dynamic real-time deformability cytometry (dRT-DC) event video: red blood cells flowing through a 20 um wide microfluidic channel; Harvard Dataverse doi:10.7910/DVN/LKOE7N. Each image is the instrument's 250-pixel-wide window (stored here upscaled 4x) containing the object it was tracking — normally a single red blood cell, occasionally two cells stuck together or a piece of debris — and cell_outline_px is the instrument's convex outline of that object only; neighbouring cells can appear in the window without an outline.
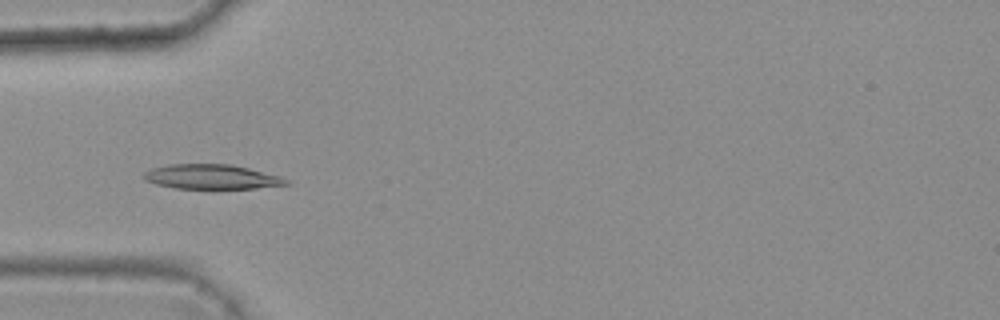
{"species": "common noctule bat (a hibernating species)", "species_latin": "Nyctalus noctula", "temperature_condition": "warm", "stored_images_in_passage": 29, "camera_frame_rate_fps": 3000, "um_per_image_px": 0.085, "animal": {"sex": "female", "body_mass_g": 25.1}, "frame": {"image": 1, "passage_image": 1, "time_ms": 0.0, "image_size_px": [1000, 320], "cell_outline_px": [[292, 184], [256, 188], [176, 188], [156, 184], [144, 180], [144, 172], [152, 168], [168, 164], [232, 164], [280, 176], [292, 180]], "centroid_in_image_um": [18.03, 15.02], "position_along_channel_um": 67.0, "area_um2": 20.46}}
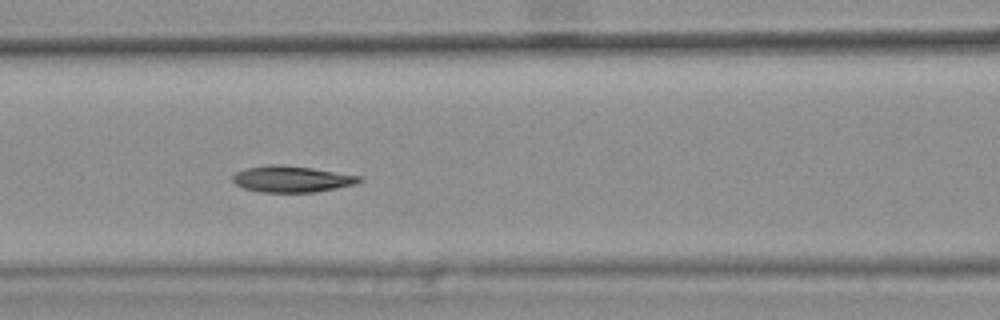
{"frame": {"image": 2, "passage_image": 7, "time_ms": 2.0, "image_size_px": [1000, 320], "cell_outline_px": [[364, 180], [356, 184], [316, 192], [260, 192], [244, 188], [236, 184], [232, 180], [232, 176], [236, 172], [244, 168], [272, 164], [276, 164], [312, 168], [360, 176]], "centroid_in_image_um": [24.78, 15.22], "position_along_channel_um": 141.8, "area_um2": 19.36}}
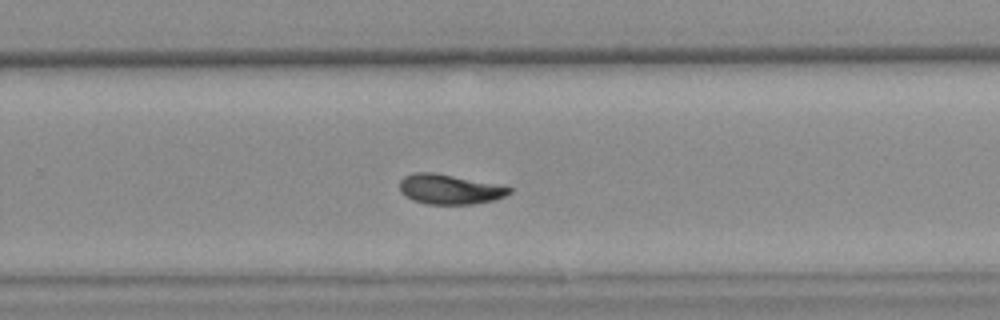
{"frame": {"image": 3, "passage_image": 19, "time_ms": 6.0, "image_size_px": [1000, 320], "cell_outline_px": [[512, 192], [496, 200], [472, 204], [428, 204], [412, 200], [400, 192], [400, 180], [404, 176], [412, 172], [432, 172], [512, 188]], "centroid_in_image_um": [38.16, 16.1], "position_along_channel_um": 291.6, "area_um2": 18.79}, "authors_computed_cell_mechanics": {"area_um2": 19.1896, "velocity_mm_per_s": 3.7563, "shape_relaxation_time_tau1_ms": 4.5041, "shape_relaxation_time_tau2_ms": 4.7087, "deformation_change_tau1": 0.145, "deformation_change_tau2": 0.0812}}